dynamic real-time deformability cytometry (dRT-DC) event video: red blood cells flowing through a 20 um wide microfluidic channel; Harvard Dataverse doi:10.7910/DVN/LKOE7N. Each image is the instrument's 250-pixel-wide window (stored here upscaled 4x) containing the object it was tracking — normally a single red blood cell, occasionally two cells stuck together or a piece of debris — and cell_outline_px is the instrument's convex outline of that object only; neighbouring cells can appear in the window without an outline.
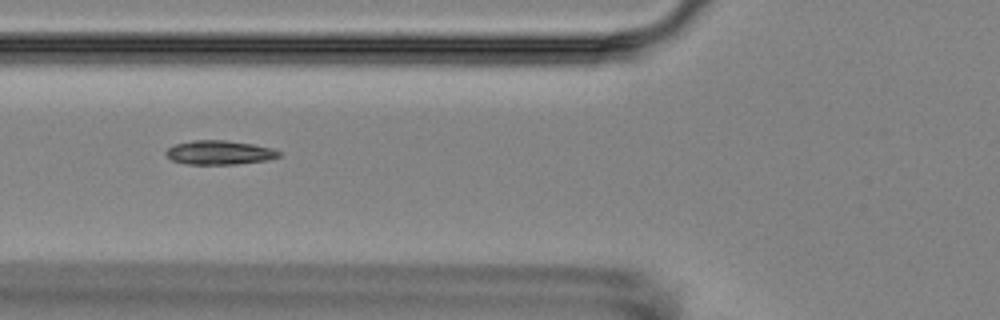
{"species": "Egyptian fruit bat (a non-hibernating species)", "species_latin": "Rousettus aegyptiacus", "temperature_condition": "room temperature", "stored_images_in_passage": 4, "camera_frame_rate_fps": 3000, "um_per_image_px": 0.085, "animal": {"sex": "female"}, "frame": {"image": 1, "passage_image": 3, "time_ms": 2.333, "image_size_px": [1000, 320], "cell_outline_px": [[280, 156], [268, 160], [236, 164], [188, 164], [172, 160], [164, 152], [168, 148], [176, 144], [192, 140], [224, 140], [252, 144], [272, 148], [280, 152]], "centroid_in_image_um": [18.65, 12.96], "position_along_channel_um": 107.1, "area_um2": 15.72}}
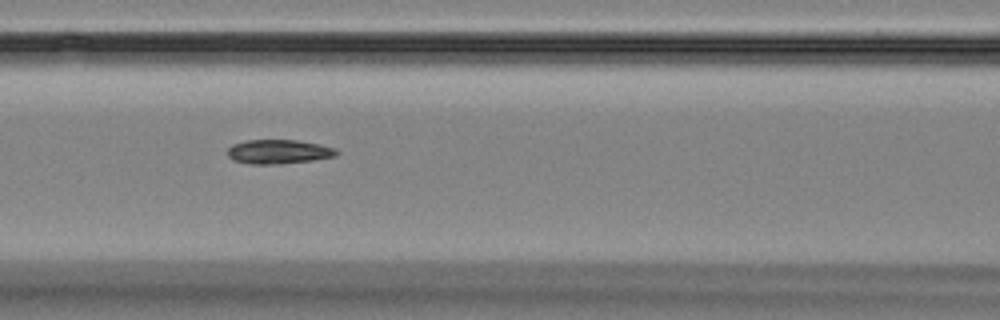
{"frame": {"image": 2, "passage_image": 4, "time_ms": 3.333, "image_size_px": [1000, 320], "cell_outline_px": [[340, 152], [336, 156], [312, 160], [280, 164], [252, 164], [232, 160], [228, 156], [228, 148], [232, 144], [244, 140], [296, 140], [336, 148]], "centroid_in_image_um": [23.66, 12.89], "position_along_channel_um": 142.9, "area_um2": 15.37}}